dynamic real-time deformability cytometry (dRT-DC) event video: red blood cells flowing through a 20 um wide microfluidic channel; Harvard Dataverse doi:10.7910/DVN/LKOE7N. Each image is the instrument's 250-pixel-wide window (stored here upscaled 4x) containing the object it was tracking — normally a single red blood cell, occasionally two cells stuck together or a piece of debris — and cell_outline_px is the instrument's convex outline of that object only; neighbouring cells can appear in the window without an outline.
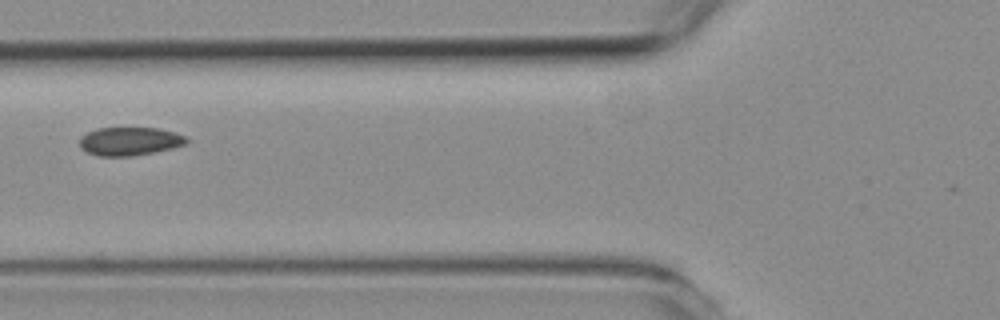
{"species": "common noctule bat (a hibernating species)", "species_latin": "Nyctalus noctula", "temperature_condition": "room temperature", "stored_images_in_passage": 6, "camera_frame_rate_fps": 3000, "um_per_image_px": 0.085, "animal": {"sex": "female", "body_mass_g": 19.3, "forearm_length_mm": 54.1}, "frame": {"image": 1, "passage_image": 3, "time_ms": 2.333, "image_size_px": [1000, 320], "cell_outline_px": [[188, 144], [156, 152], [132, 156], [100, 156], [88, 152], [80, 148], [80, 136], [96, 128], [160, 128], [176, 132], [188, 136]], "centroid_in_image_um": [11.07, 12.0], "position_along_channel_um": 114.7, "area_um2": 17.92}}
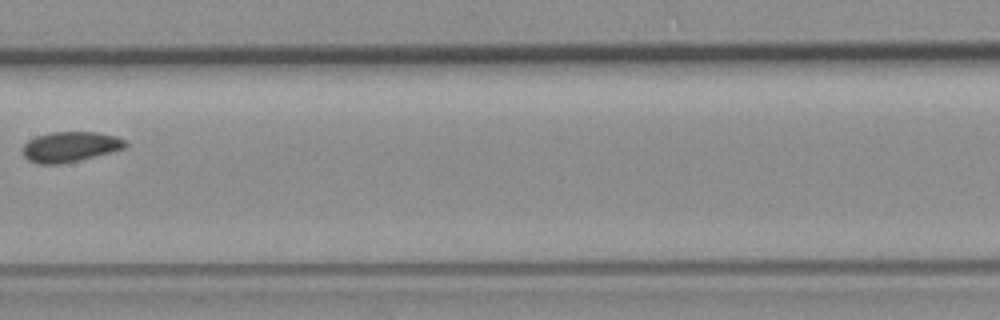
{"frame": {"image": 2, "passage_image": 5, "time_ms": 4.667, "image_size_px": [1000, 320], "cell_outline_px": [[128, 148], [112, 152], [76, 160], [56, 164], [40, 164], [28, 160], [24, 156], [24, 144], [28, 140], [36, 136], [52, 132], [96, 132], [116, 136], [124, 140], [128, 144]], "centroid_in_image_um": [5.99, 12.46], "position_along_channel_um": 201.4, "area_um2": 17.92}}
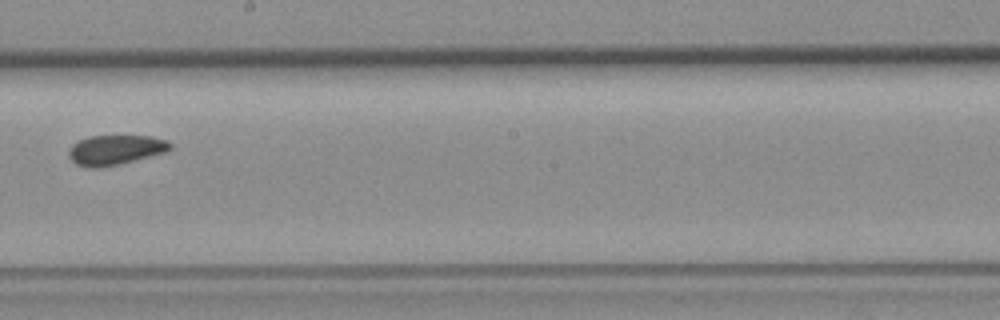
{"frame": {"image": 3, "passage_image": 6, "time_ms": 5.667, "image_size_px": [1000, 320], "cell_outline_px": [[172, 148], [164, 152], [120, 164], [100, 168], [88, 168], [76, 164], [68, 156], [68, 148], [72, 144], [80, 140], [92, 136], [152, 136], [168, 140], [172, 144]], "centroid_in_image_um": [9.79, 12.74], "position_along_channel_um": 238.4, "area_um2": 17.69}}